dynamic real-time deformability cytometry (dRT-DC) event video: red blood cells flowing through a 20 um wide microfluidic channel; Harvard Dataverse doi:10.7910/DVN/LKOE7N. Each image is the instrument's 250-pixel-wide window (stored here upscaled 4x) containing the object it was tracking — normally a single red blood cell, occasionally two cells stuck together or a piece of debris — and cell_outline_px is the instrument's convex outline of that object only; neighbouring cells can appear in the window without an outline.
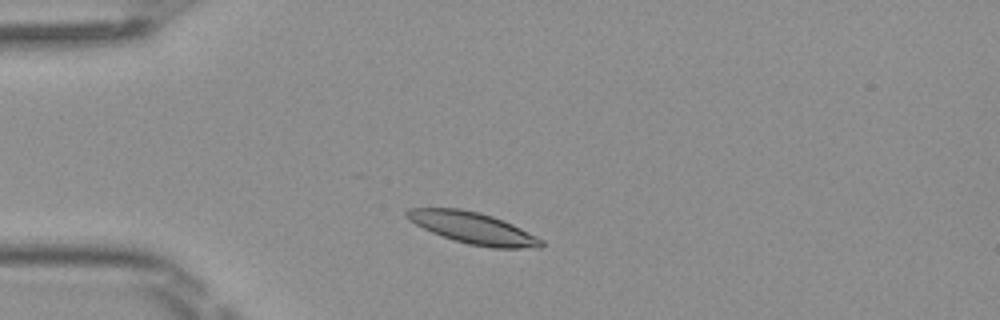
{"species": "Egyptian fruit bat (a non-hibernating species)", "species_latin": "Rousettus aegyptiacus", "temperature_condition": "room temperature", "stored_images_in_passage": 34, "camera_frame_rate_fps": 3000, "um_per_image_px": 0.085, "frame": {"image": 1, "passage_image": 5, "time_ms": 1.333, "image_size_px": [1000, 320], "cell_outline_px": [[544, 244], [540, 248], [492, 248], [468, 244], [432, 232], [408, 220], [404, 216], [404, 212], [408, 208], [460, 208], [480, 212], [492, 216], [512, 224], [544, 240]], "centroid_in_image_um": [40.2, 19.37], "position_along_channel_um": 44.8, "area_um2": 24.62}}
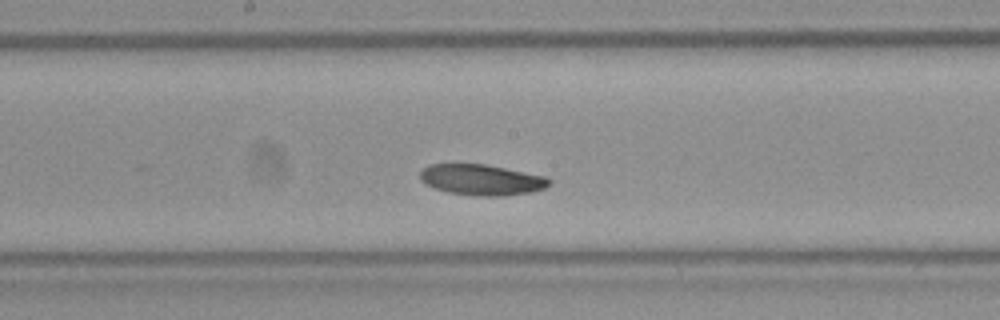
{"frame": {"image": 2, "passage_image": 19, "time_ms": 6.0, "image_size_px": [1000, 320], "cell_outline_px": [[552, 184], [544, 188], [532, 192], [504, 196], [476, 196], [448, 192], [424, 184], [420, 180], [420, 172], [428, 164], [484, 164], [544, 176], [552, 180]], "centroid_in_image_um": [40.93, 15.29], "position_along_channel_um": 207.3, "area_um2": 23.18}}
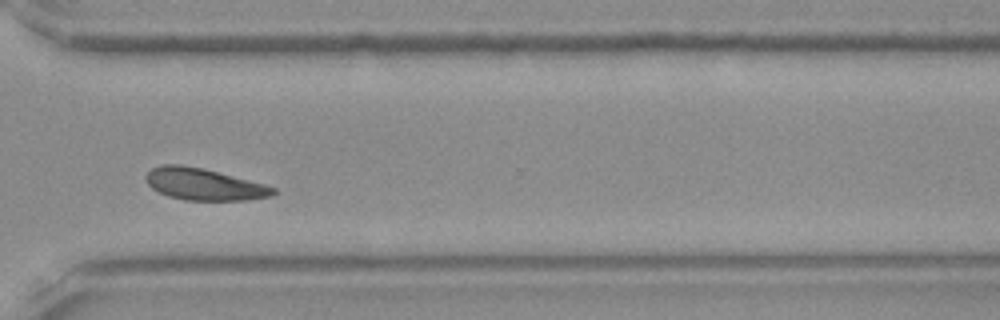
{"frame": {"image": 3, "passage_image": 30, "time_ms": 9.667, "image_size_px": [1000, 320], "cell_outline_px": [[276, 192], [272, 196], [248, 200], [184, 200], [168, 196], [152, 188], [148, 184], [144, 176], [152, 168], [160, 164], [180, 164], [204, 168], [264, 184], [276, 188]], "centroid_in_image_um": [17.32, 15.65], "position_along_channel_um": 353.3, "area_um2": 23.64}, "authors_computed_cell_mechanics": {"area_um2": 23.8136, "velocity_mm_per_s": 3.9781, "shape_relaxation_time_tau1_ms": 1.8253, "shape_relaxation_time_tau2_ms": null, "deformation_change_tau1": 0.0701, "deformation_change_tau2": null}}